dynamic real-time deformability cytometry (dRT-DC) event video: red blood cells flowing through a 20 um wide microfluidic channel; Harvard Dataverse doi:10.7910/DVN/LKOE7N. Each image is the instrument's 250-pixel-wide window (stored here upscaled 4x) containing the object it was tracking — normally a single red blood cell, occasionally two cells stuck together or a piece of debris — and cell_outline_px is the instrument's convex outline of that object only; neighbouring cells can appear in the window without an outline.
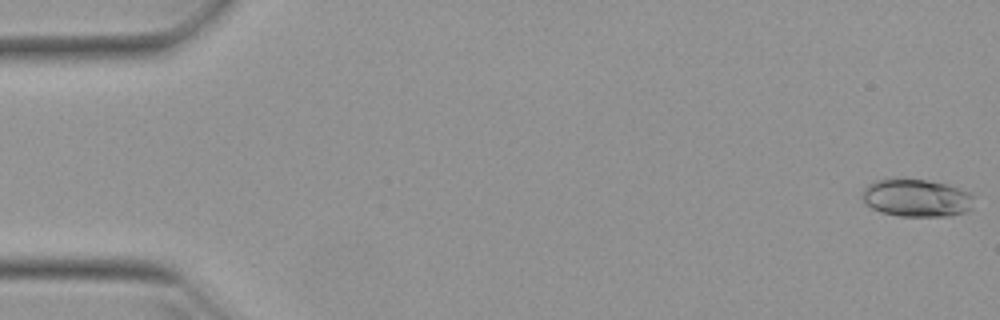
{"species": "Egyptian fruit bat (a non-hibernating species)", "species_latin": "Rousettus aegyptiacus", "temperature_condition": "warm", "stored_images_in_passage": 52, "camera_frame_rate_fps": 3000, "um_per_image_px": 0.085, "animal": {"sex": "female"}, "frame": {"image": 1, "passage_image": 1, "time_ms": 0.0, "image_size_px": [1000, 320], "cell_outline_px": [[972, 208], [964, 212], [948, 216], [900, 216], [880, 212], [872, 208], [860, 196], [864, 188], [872, 180], [904, 176], [948, 184], [960, 188], [968, 192], [972, 196]], "centroid_in_image_um": [77.85, 16.78], "position_along_channel_um": 7.2, "area_um2": 25.09}}
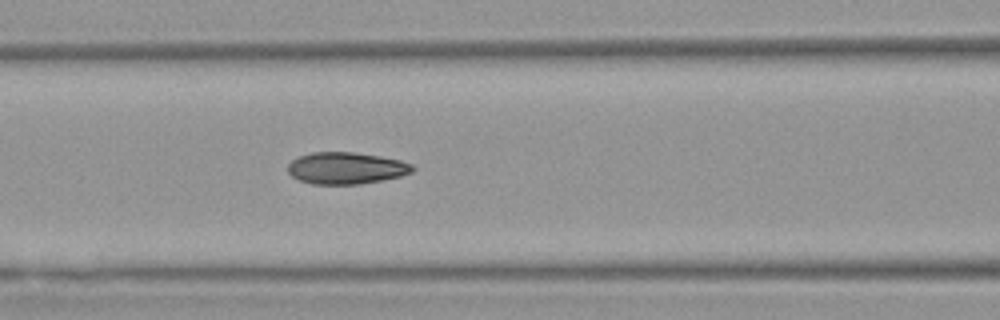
{"frame": {"image": 2, "passage_image": 22, "time_ms": 7.0, "image_size_px": [1000, 320], "cell_outline_px": [[416, 168], [412, 172], [400, 176], [360, 184], [312, 184], [300, 180], [292, 176], [288, 172], [288, 164], [292, 160], [300, 156], [312, 152], [352, 152], [380, 156], [400, 160], [412, 164]], "centroid_in_image_um": [29.42, 14.29], "position_along_channel_um": 137.2, "area_um2": 23.0}}
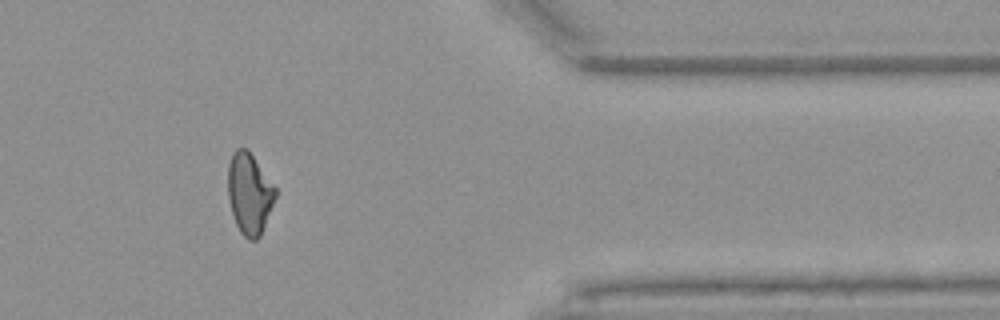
{"frame": {"image": 3, "passage_image": 43, "time_ms": 14.0, "image_size_px": [1000, 320], "cell_outline_px": [[276, 196], [260, 236], [256, 240], [248, 240], [240, 232], [236, 224], [232, 212], [228, 196], [228, 164], [232, 152], [236, 148], [248, 148], [276, 188]], "centroid_in_image_um": [21.19, 16.42], "position_along_channel_um": 390.2, "area_um2": 22.43}, "authors_computed_cell_mechanics": {"area_um2": 23.2934, "velocity_mm_per_s": 3.9515, "shape_relaxation_time_tau1_ms": 5.9467, "shape_relaxation_time_tau2_ms": 1.7959, "deformation_change_tau1": 0.1769, "deformation_change_tau2": 0.0683}}